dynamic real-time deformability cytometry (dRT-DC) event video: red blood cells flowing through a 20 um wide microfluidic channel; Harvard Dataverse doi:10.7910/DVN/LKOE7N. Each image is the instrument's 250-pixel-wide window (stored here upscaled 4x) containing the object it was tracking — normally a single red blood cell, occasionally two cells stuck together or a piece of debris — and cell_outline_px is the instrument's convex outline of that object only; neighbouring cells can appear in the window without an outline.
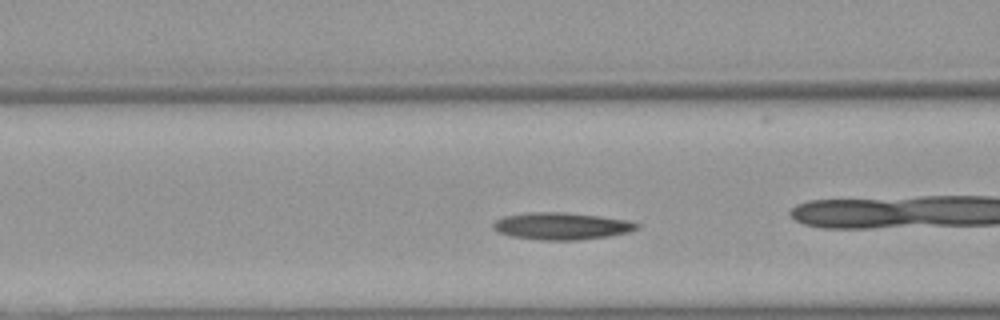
{"species": "Egyptian fruit bat (a non-hibernating species)", "species_latin": "Rousettus aegyptiacus", "temperature_condition": "warm", "stored_images_in_passage": 32, "camera_frame_rate_fps": 3000, "um_per_image_px": 0.085, "animal": {"sex": "female"}, "frame": {"image": 1, "passage_image": 10, "time_ms": 3.0, "image_size_px": [1000, 320], "cell_outline_px": [[640, 228], [628, 232], [608, 236], [576, 240], [536, 240], [512, 236], [496, 232], [492, 228], [492, 224], [496, 220], [504, 216], [528, 212], [564, 212], [600, 216], [628, 220], [640, 224]], "centroid_in_image_um": [47.71, 19.21], "position_along_channel_um": 118.9, "area_um2": 22.83}}
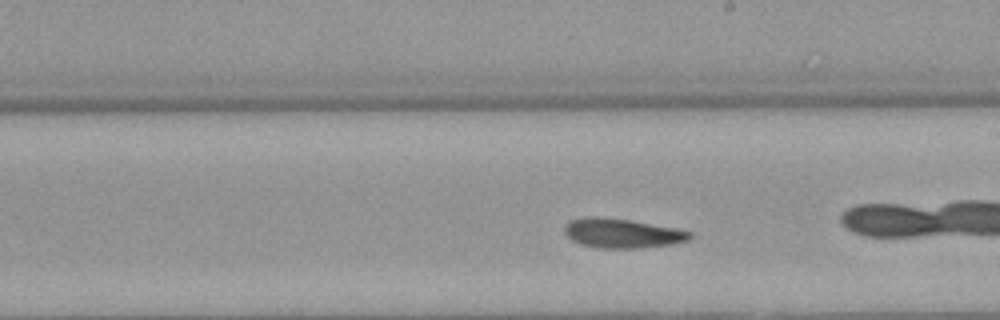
{"frame": {"image": 2, "passage_image": 19, "time_ms": 6.0, "image_size_px": [1000, 320], "cell_outline_px": [[692, 236], [688, 240], [672, 244], [640, 248], [596, 248], [580, 244], [572, 240], [564, 232], [564, 224], [572, 220], [588, 216], [596, 216], [628, 220], [676, 228], [692, 232]], "centroid_in_image_um": [52.86, 19.83], "position_along_channel_um": 236.1, "area_um2": 21.44}, "authors_computed_cell_mechanics": {"area_um2": 21.7039, "velocity_mm_per_s": 3.9222, "shape_relaxation_time_tau1_ms": 4.461, "shape_relaxation_time_tau2_ms": 7.099, "deformation_change_tau1": 0.1489, "deformation_change_tau2": 0.1521}}